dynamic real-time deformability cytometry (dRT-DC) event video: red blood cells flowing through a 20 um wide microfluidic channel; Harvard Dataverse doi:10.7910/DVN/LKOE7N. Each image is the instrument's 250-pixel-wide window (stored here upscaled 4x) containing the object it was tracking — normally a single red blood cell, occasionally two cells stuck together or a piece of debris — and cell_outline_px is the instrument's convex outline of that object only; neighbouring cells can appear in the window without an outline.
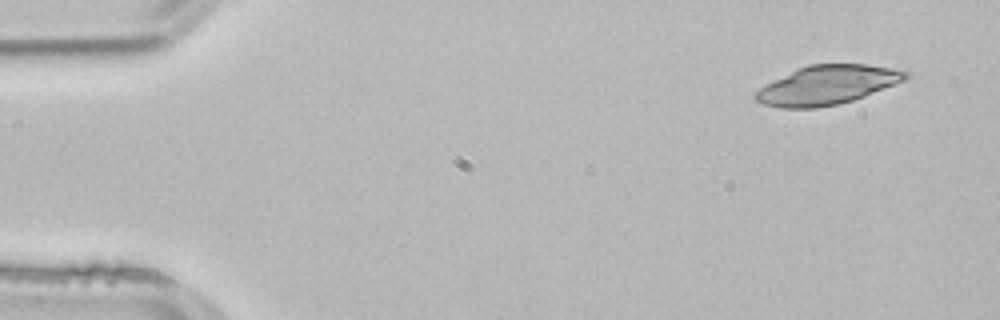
{"species": "common noctule bat (a hibernating species)", "species_latin": "Nyctalus noctula", "temperature_condition": "room temperature", "stored_images_in_passage": 3, "camera_frame_rate_fps": 3000, "um_per_image_px": 0.085, "animal": {"sex": "male", "body_mass_g": 21.5, "forearm_length_mm": 52.0}, "frame": {"image": 1, "passage_image": 1, "time_ms": 0.0, "image_size_px": [1000, 320], "cell_outline_px": [[908, 76], [904, 80], [864, 96], [852, 100], [836, 104], [816, 108], [780, 108], [764, 104], [756, 100], [752, 96], [764, 84], [808, 64], [864, 64], [888, 68], [908, 72]], "centroid_in_image_um": [70.25, 7.23], "position_along_channel_um": 14.7, "area_um2": 33.58}}